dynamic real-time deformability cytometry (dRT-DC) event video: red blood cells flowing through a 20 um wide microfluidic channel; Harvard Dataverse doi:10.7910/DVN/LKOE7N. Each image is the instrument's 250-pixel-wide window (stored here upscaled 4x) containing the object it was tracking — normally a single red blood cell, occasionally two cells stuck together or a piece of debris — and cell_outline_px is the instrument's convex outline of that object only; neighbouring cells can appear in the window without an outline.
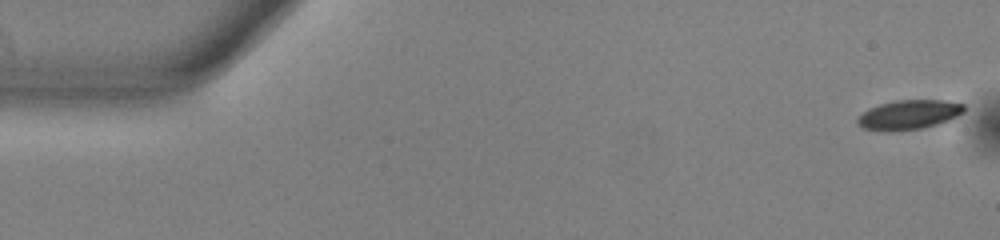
{"species": "common noctule bat (a hibernating species)", "species_latin": "Nyctalus noctula", "temperature_condition": "warm", "stored_images_in_passage": 54, "camera_frame_rate_fps": 3000, "um_per_image_px": 0.085, "animal": {"sex": "male", "body_mass_g": 13.0, "forearm_length_mm": 53.1}, "frame": {"image": 1, "passage_image": 1, "time_ms": 0.0, "image_size_px": [1000, 240], "cell_outline_px": [[968, 108], [964, 112], [948, 120], [936, 124], [920, 128], [892, 132], [884, 132], [864, 128], [856, 124], [856, 120], [868, 108], [880, 104], [896, 100], [944, 100], [964, 104]], "centroid_in_image_um": [77.25, 9.75], "position_along_channel_um": 7.8, "area_um2": 18.38}}
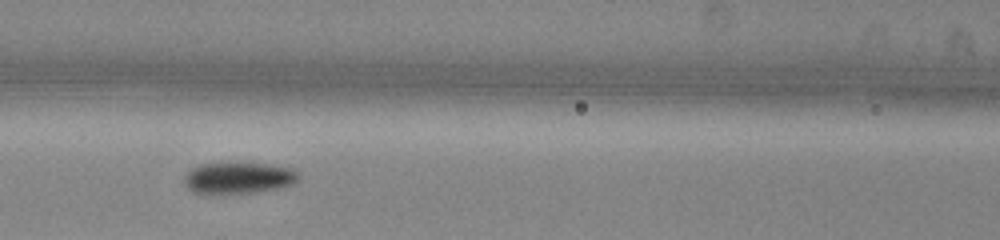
{"frame": {"image": 2, "passage_image": 23, "time_ms": 7.333, "image_size_px": [1000, 240], "cell_outline_px": [[300, 176], [292, 184], [284, 188], [256, 192], [212, 196], [204, 196], [192, 192], [184, 184], [184, 176], [196, 164], [212, 160], [248, 160], [276, 164], [292, 168], [300, 172]], "centroid_in_image_um": [20.23, 15.07], "position_along_channel_um": 146.4, "area_um2": 23.41}}
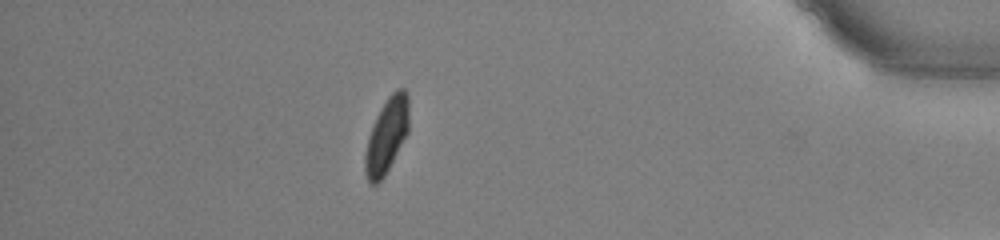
{"frame": {"image": 3, "passage_image": 47, "time_ms": 15.333, "image_size_px": [1000, 240], "cell_outline_px": [[408, 132], [384, 176], [376, 184], [372, 184], [368, 180], [364, 168], [364, 156], [368, 136], [376, 116], [388, 96], [396, 88], [404, 88], [408, 92]], "centroid_in_image_um": [32.86, 11.49], "position_along_channel_um": 402.3, "area_um2": 19.02}, "authors_computed_cell_mechanics": {"area_um2": 19.5942, "velocity_mm_per_s": 3.8013, "shape_relaxation_time_tau1_ms": 2.189, "shape_relaxation_time_tau2_ms": null, "deformation_change_tau1": 0.0987, "deformation_change_tau2": null}}